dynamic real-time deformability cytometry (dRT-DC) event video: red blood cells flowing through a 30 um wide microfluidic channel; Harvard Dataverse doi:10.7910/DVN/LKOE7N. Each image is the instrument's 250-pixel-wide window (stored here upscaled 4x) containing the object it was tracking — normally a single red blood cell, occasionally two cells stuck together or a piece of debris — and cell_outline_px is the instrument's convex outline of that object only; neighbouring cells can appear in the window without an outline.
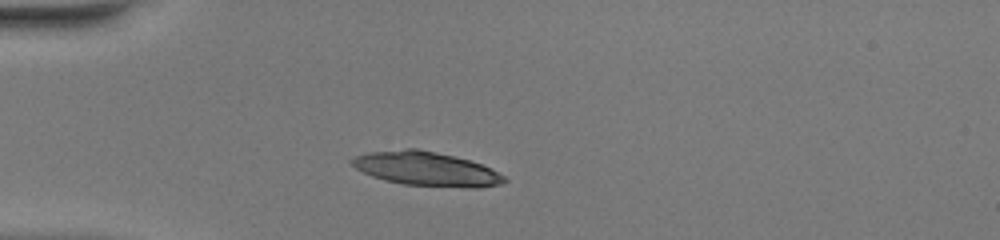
{"species": "common noctule bat (a hibernating species)", "species_latin": "Nyctalus noctula", "temperature_condition": "warm", "stored_images_in_passage": 37, "camera_frame_rate_fps": 3000, "um_per_image_px": 0.085, "animal": {"sex": "female", "body_mass_g": 20.0, "forearm_length_mm": 54.0}, "frame": {"image": 1, "passage_image": 1, "time_ms": 0.0, "image_size_px": [1000, 240], "cell_outline_px": [[508, 180], [500, 184], [480, 188], [468, 188], [404, 184], [384, 180], [372, 176], [348, 164], [348, 160], [356, 156], [368, 152], [404, 148], [416, 148], [436, 152], [472, 160], [492, 168], [504, 176]], "centroid_in_image_um": [36.24, 14.35], "position_along_channel_um": 48.8, "area_um2": 30.58}}
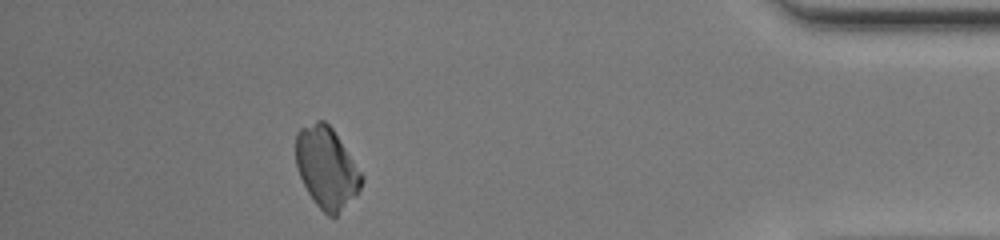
{"frame": {"image": 2, "passage_image": 32, "time_ms": 10.333, "image_size_px": [1000, 240], "cell_outline_px": [[364, 180], [356, 196], [336, 216], [328, 216], [316, 204], [308, 192], [296, 168], [296, 132], [300, 128], [316, 120], [324, 120], [332, 128], [364, 176]], "centroid_in_image_um": [27.76, 14.25], "position_along_channel_um": 407.4, "area_um2": 31.04}}